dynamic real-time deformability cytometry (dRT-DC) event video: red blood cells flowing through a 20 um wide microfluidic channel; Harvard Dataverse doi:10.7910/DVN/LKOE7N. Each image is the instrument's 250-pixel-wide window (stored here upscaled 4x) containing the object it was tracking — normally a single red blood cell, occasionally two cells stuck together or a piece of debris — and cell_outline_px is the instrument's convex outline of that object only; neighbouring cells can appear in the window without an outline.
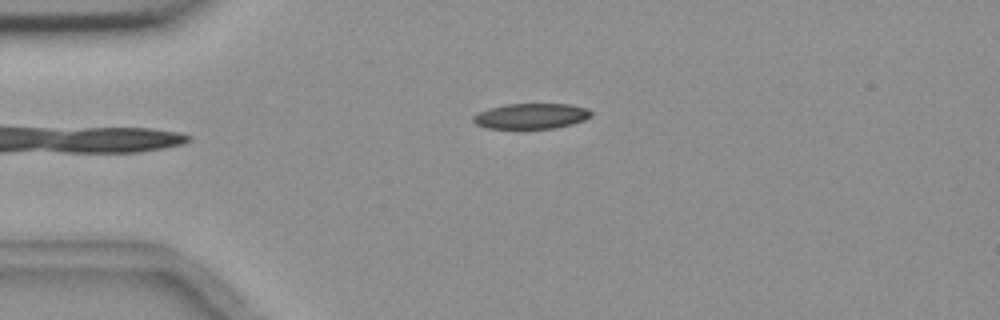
{"species": "common noctule bat (a hibernating species)", "species_latin": "Nyctalus noctula", "temperature_condition": "room temperature", "stored_images_in_passage": 1, "camera_frame_rate_fps": 3000, "um_per_image_px": 0.085, "animal": {"sex": "female", "body_mass_g": 18.4}, "frame": {"image": 1, "passage_image": 1, "time_ms": 0.0, "image_size_px": [1000, 320], "cell_outline_px": [[592, 116], [584, 120], [572, 124], [556, 128], [488, 128], [476, 124], [472, 120], [472, 116], [476, 112], [488, 108], [504, 104], [568, 104], [588, 108], [592, 112]], "centroid_in_image_um": [45.13, 9.86], "position_along_channel_um": 39.9, "area_um2": 17.63}}